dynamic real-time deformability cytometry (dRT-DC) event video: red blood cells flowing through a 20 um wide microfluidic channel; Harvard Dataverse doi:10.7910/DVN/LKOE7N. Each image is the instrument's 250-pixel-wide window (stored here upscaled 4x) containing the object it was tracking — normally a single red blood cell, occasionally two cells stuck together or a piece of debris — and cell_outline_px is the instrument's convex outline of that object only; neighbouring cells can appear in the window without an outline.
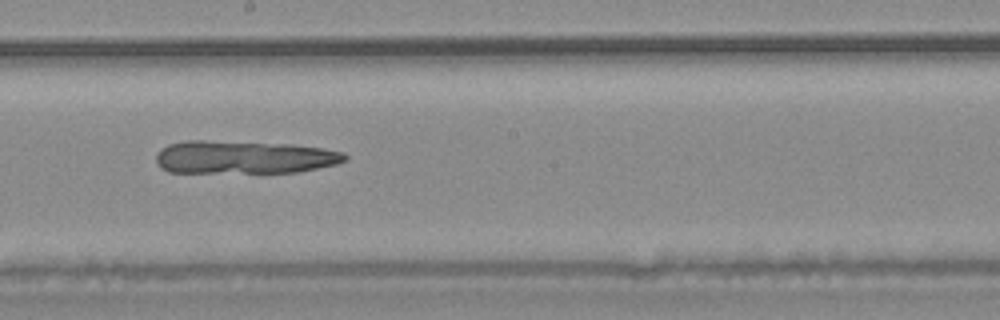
{"species": "common noctule bat (a hibernating species)", "species_latin": "Nyctalus noctula", "temperature_condition": "warm", "stored_images_in_passage": 45, "camera_frame_rate_fps": 3000, "um_per_image_px": 0.085, "animal": {"sex": "male", "body_mass_g": 20.4}, "frame": {"image": 1, "passage_image": 25, "time_ms": 8.0, "image_size_px": [1000, 320], "cell_outline_px": [[348, 156], [344, 160], [336, 164], [296, 172], [168, 172], [160, 168], [156, 164], [156, 152], [160, 148], [168, 144], [188, 140], [204, 140], [288, 144], [320, 148], [344, 152]], "centroid_in_image_um": [20.66, 13.36], "position_along_channel_um": 227.5, "area_um2": 36.3}}